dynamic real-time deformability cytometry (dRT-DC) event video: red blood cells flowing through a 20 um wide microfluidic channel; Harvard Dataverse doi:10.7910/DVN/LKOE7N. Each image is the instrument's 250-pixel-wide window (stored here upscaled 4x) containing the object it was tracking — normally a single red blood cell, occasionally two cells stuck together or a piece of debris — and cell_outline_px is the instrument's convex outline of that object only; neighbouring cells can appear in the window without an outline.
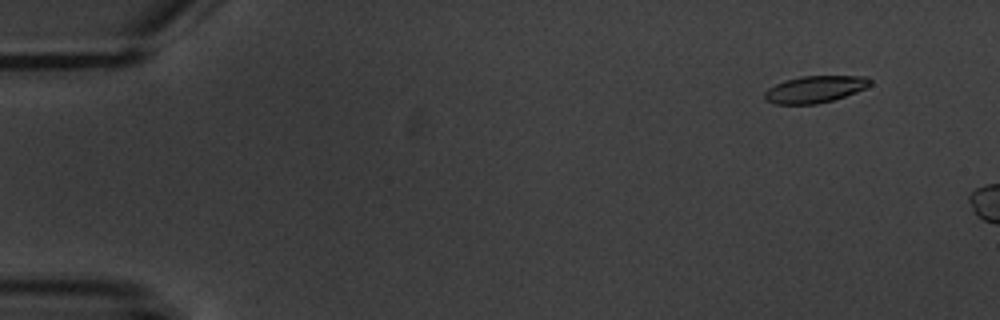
{"species": "common noctule bat (a hibernating species)", "species_latin": "Nyctalus noctula", "temperature_condition": "warm", "stored_images_in_passage": 2, "camera_frame_rate_fps": 3000, "um_per_image_px": 0.085, "animal": {"sex": "male", "body_mass_g": 20.1, "forearm_length_mm": 53.5}, "frame": {"image": 1, "passage_image": 1, "time_ms": 0.0, "image_size_px": [1000, 320], "cell_outline_px": [[872, 84], [856, 92], [832, 100], [816, 104], [776, 104], [764, 100], [764, 92], [768, 88], [784, 80], [800, 76], [868, 76], [872, 80]], "centroid_in_image_um": [69.25, 7.58], "position_along_channel_um": 15.7, "area_um2": 16.59}}